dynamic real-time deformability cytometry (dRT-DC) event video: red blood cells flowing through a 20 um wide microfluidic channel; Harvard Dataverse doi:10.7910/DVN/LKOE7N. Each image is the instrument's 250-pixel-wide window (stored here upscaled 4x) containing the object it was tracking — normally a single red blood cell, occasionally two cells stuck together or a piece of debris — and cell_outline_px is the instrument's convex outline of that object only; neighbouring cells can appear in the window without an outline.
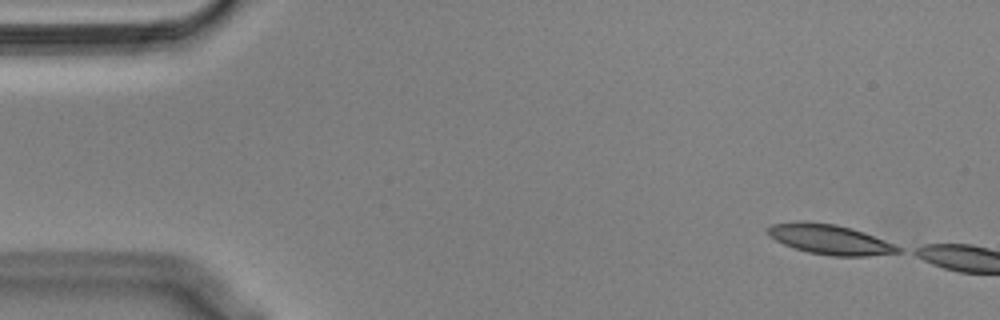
{"species": "Egyptian fruit bat (a non-hibernating species)", "species_latin": "Rousettus aegyptiacus", "temperature_condition": "cold", "stored_images_in_passage": 9, "camera_frame_rate_fps": 3000, "um_per_image_px": 0.085, "animal": {"sex": "male"}, "frame": {"image": 1, "passage_image": 1, "time_ms": 0.0, "image_size_px": [1000, 320], "cell_outline_px": [[900, 252], [864, 256], [832, 256], [808, 252], [784, 244], [776, 240], [768, 232], [768, 228], [772, 224], [796, 220], [808, 220], [836, 224], [852, 228], [864, 232], [884, 240], [900, 248]], "centroid_in_image_um": [70.5, 20.32], "position_along_channel_um": 14.5, "area_um2": 22.54}}